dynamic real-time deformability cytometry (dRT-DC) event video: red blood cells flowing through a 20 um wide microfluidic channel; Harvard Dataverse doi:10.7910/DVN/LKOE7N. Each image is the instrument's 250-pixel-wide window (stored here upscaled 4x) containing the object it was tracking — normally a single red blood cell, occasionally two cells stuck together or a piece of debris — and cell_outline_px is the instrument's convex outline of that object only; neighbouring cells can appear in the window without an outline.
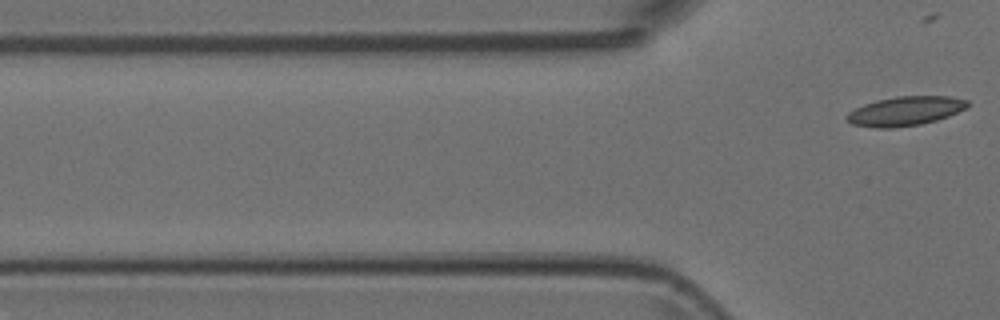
{"species": "Egyptian fruit bat (a non-hibernating species)", "species_latin": "Rousettus aegyptiacus", "temperature_condition": "room temperature", "stored_images_in_passage": 7, "segment_of_instrument_passage": [2, 2], "camera_frame_rate_fps": 3000, "um_per_image_px": 0.085, "animal": {"sex": "female"}, "frame": {"image": 1, "passage_image": 7, "time_ms": 2.0, "image_size_px": [1000, 320], "cell_outline_px": [[968, 108], [948, 116], [936, 120], [920, 124], [892, 128], [876, 128], [852, 124], [844, 116], [848, 112], [864, 104], [876, 100], [896, 96], [948, 96], [968, 100]], "centroid_in_image_um": [76.94, 9.44], "position_along_channel_um": 48.9, "area_um2": 20.58}}